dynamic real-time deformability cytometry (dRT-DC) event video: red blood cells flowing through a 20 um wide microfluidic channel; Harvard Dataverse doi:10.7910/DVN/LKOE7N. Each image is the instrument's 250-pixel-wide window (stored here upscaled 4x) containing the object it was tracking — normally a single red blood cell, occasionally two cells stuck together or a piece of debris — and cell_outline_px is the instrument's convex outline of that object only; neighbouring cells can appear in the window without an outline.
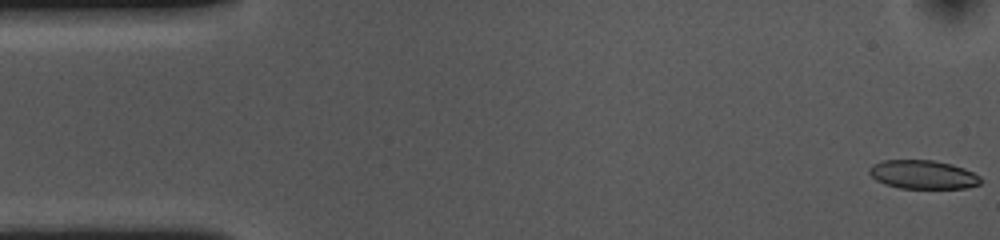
{"species": "common noctule bat (a hibernating species)", "species_latin": "Nyctalus noctula", "temperature_condition": "cold", "stored_images_in_passage": 55, "camera_frame_rate_fps": 3000, "um_per_image_px": 0.085, "animal": {"sex": "female", "body_mass_g": 10.0, "forearm_length_mm": 53.1}, "frame": {"image": 1, "passage_image": 1, "time_ms": 0.0, "image_size_px": [1000, 240], "cell_outline_px": [[984, 180], [980, 184], [968, 188], [900, 188], [884, 184], [876, 180], [868, 172], [868, 168], [872, 164], [884, 160], [932, 160], [952, 164], [964, 168], [980, 176]], "centroid_in_image_um": [78.46, 14.84], "position_along_channel_um": 6.5, "area_um2": 18.79}}
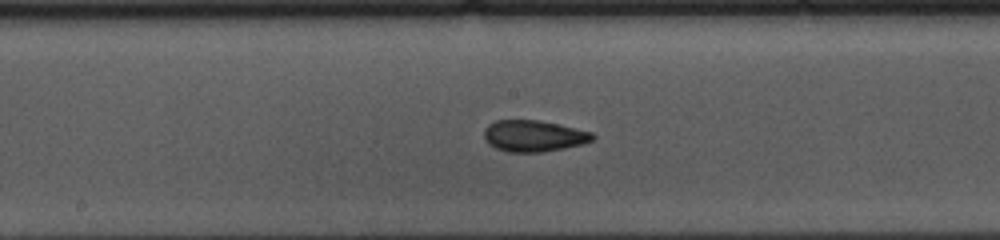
{"frame": {"image": 2, "passage_image": 27, "time_ms": 8.667, "image_size_px": [1000, 240], "cell_outline_px": [[596, 136], [592, 140], [584, 144], [564, 148], [540, 152], [508, 152], [496, 148], [488, 144], [484, 140], [484, 128], [488, 124], [496, 120], [536, 120], [556, 124], [592, 132]], "centroid_in_image_um": [45.33, 11.56], "position_along_channel_um": 202.9, "area_um2": 19.83}}
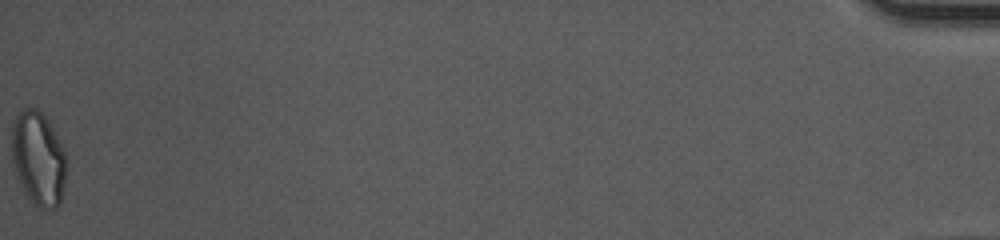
{"frame": {"image": 3, "passage_image": 55, "time_ms": 18.0, "image_size_px": [1000, 240], "cell_outline_px": [[68, 172], [60, 204], [56, 208], [40, 208], [28, 196], [20, 184], [16, 176], [12, 164], [12, 120], [24, 108], [36, 108], [44, 116], [52, 128], [64, 148], [68, 156]], "centroid_in_image_um": [3.29, 13.48], "position_along_channel_um": 431.9, "area_um2": 30.35}, "authors_computed_cell_mechanics": {"area_um2": 19.941, "velocity_mm_per_s": 3.6082, "shape_relaxation_time_tau1_ms": null, "shape_relaxation_time_tau2_ms": 2.018, "deformation_change_tau1": null, "deformation_change_tau2": 0.0753}}